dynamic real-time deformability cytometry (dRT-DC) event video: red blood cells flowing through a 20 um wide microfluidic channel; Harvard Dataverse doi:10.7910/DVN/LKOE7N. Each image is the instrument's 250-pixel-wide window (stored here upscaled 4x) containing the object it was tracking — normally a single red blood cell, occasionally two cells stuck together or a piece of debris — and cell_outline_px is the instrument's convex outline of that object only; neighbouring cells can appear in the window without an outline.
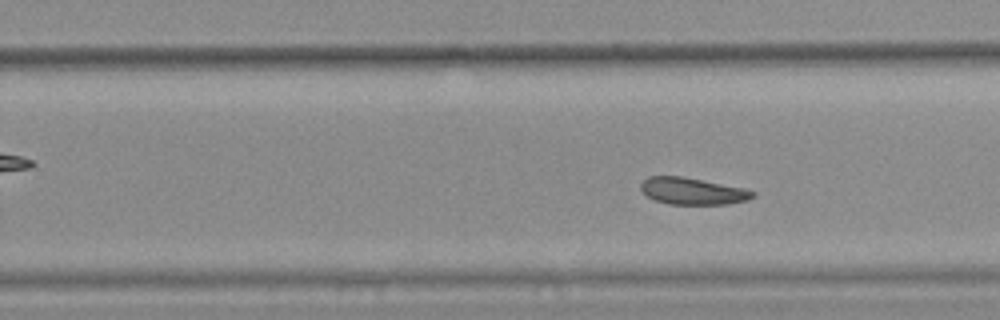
{"species": "common noctule bat (a hibernating species)", "species_latin": "Nyctalus noctula", "temperature_condition": "warm", "stored_images_in_passage": 12, "segment_of_instrument_passage": [2, 2], "camera_frame_rate_fps": 3000, "um_per_image_px": 0.085, "animal": {"sex": "female", "body_mass_g": 25.1}, "frame": {"image": 1, "passage_image": 12, "time_ms": 3.667, "image_size_px": [1000, 320], "cell_outline_px": [[756, 196], [748, 200], [728, 204], [668, 204], [656, 200], [648, 196], [640, 188], [640, 184], [648, 176], [680, 176], [744, 188], [756, 192]], "centroid_in_image_um": [58.89, 16.25], "position_along_channel_um": 270.9, "area_um2": 17.4}}